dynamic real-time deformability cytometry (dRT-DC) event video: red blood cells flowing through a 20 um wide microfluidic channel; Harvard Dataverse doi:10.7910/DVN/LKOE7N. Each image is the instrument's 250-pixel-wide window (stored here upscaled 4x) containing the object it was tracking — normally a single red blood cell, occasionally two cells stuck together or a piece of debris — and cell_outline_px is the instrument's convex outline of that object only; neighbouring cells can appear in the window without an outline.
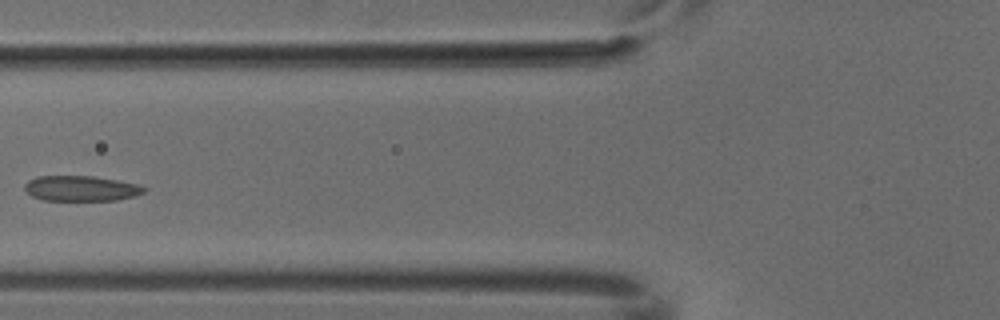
{"species": "common noctule bat (a hibernating species)", "species_latin": "Nyctalus noctula", "temperature_condition": "cold", "stored_images_in_passage": 6, "camera_frame_rate_fps": 3000, "um_per_image_px": 0.085, "animal": {"sex": "male", "body_mass_g": 18.8}, "frame": {"image": 1, "passage_image": 5, "time_ms": 1.333, "image_size_px": [1000, 320], "cell_outline_px": [[148, 188], [144, 192], [136, 196], [116, 200], [40, 200], [32, 196], [24, 188], [24, 184], [28, 180], [36, 176], [92, 176], [116, 180], [136, 184]], "centroid_in_image_um": [6.87, 16.01], "position_along_channel_um": 118.9, "area_um2": 17.63}}
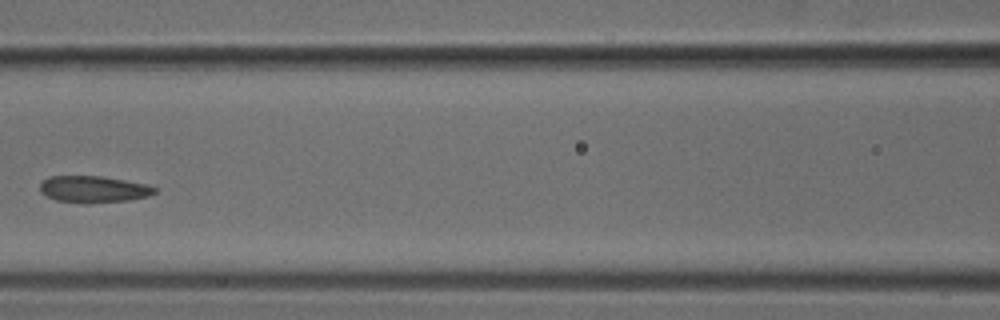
{"frame": {"image": 2, "passage_image": 6, "time_ms": 1.667, "image_size_px": [1000, 320], "cell_outline_px": [[156, 192], [148, 196], [132, 200], [84, 204], [56, 200], [40, 192], [40, 184], [48, 176], [104, 176], [144, 184], [156, 188]], "centroid_in_image_um": [7.93, 16.09], "position_along_channel_um": 158.7, "area_um2": 17.92}}